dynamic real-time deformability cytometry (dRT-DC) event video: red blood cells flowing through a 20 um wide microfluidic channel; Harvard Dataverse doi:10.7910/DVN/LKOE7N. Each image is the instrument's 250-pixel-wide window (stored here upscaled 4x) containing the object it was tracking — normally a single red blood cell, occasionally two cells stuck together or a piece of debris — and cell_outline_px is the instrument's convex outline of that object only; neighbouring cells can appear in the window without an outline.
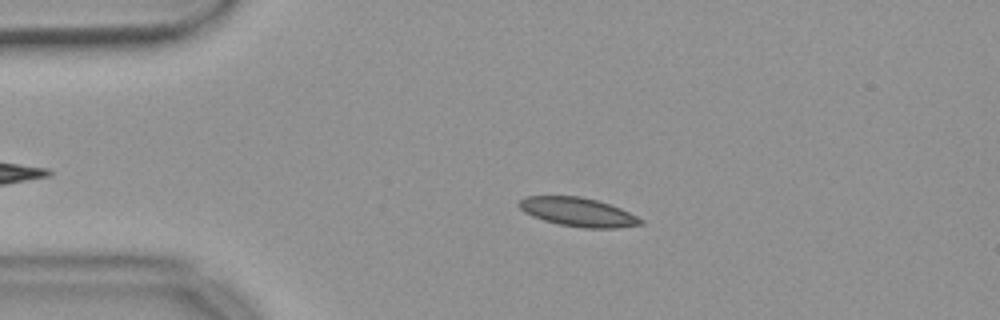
{"species": "common noctule bat (a hibernating species)", "species_latin": "Nyctalus noctula", "temperature_condition": "warm", "stored_images_in_passage": 48, "camera_frame_rate_fps": 3000, "um_per_image_px": 0.085, "animal": {"sex": "female", "body_mass_g": 18.4}, "frame": {"image": 1, "passage_image": 11, "time_ms": 3.333, "image_size_px": [1000, 320], "cell_outline_px": [[644, 224], [616, 228], [584, 228], [560, 224], [544, 220], [532, 216], [524, 212], [516, 204], [524, 196], [580, 196], [596, 200], [620, 208], [644, 220]], "centroid_in_image_um": [49.11, 18.02], "position_along_channel_um": 35.9, "area_um2": 20.35}}
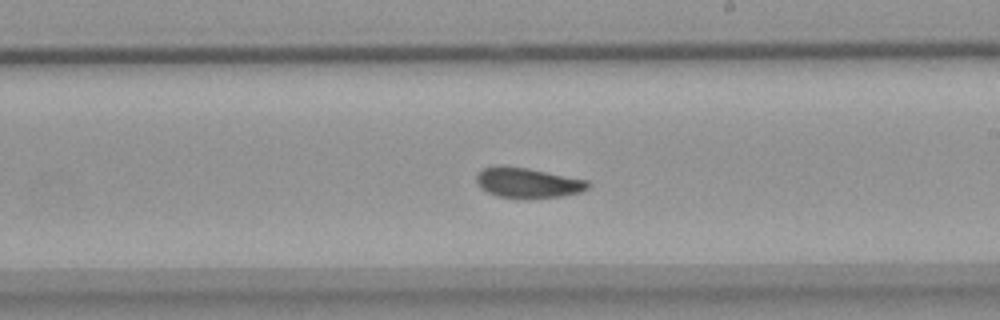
{"frame": {"image": 2, "passage_image": 31, "time_ms": 10.0, "image_size_px": [1000, 320], "cell_outline_px": [[592, 184], [588, 188], [580, 192], [560, 196], [496, 196], [480, 188], [476, 184], [476, 176], [484, 168], [500, 164], [504, 164], [528, 168], [588, 180]], "centroid_in_image_um": [44.84, 15.48], "position_along_channel_um": 244.2, "area_um2": 19.25}}
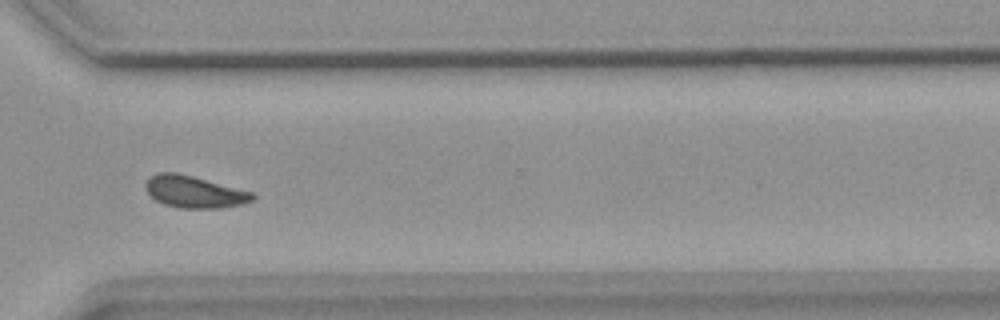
{"frame": {"image": 3, "passage_image": 40, "time_ms": 13.0, "image_size_px": [1000, 320], "cell_outline_px": [[256, 196], [252, 200], [240, 204], [220, 208], [180, 208], [164, 204], [156, 200], [144, 188], [144, 184], [148, 176], [156, 172], [176, 172], [192, 176], [252, 192]], "centroid_in_image_um": [16.45, 16.29], "position_along_channel_um": 354.2, "area_um2": 19.83}, "authors_computed_cell_mechanics": {"area_um2": 19.6809, "velocity_mm_per_s": 3.6496, "shape_relaxation_time_tau1_ms": 9.7129, "shape_relaxation_time_tau2_ms": 2.4691, "deformation_change_tau1": 0.1499, "deformation_change_tau2": 0.0623}}